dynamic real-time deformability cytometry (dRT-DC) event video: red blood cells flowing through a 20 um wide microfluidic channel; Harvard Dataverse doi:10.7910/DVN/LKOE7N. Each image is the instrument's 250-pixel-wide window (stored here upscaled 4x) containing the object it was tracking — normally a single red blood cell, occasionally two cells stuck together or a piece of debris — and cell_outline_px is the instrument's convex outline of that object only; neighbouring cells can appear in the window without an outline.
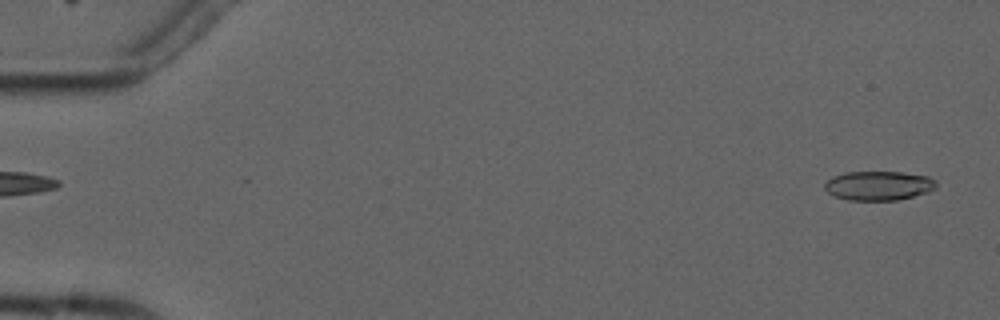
{"species": "common noctule bat (a hibernating species)", "species_latin": "Nyctalus noctula", "temperature_condition": "cold", "stored_images_in_passage": 5, "segment_of_instrument_passage": [2, 2], "camera_frame_rate_fps": 3000, "um_per_image_px": 0.085, "animal": {"sex": "male", "forearm_length_mm": 52.5}, "frame": {"image": 1, "passage_image": 5, "time_ms": 5.0, "image_size_px": [1000, 320], "cell_outline_px": [[936, 188], [928, 192], [896, 200], [848, 200], [832, 196], [824, 188], [824, 184], [832, 176], [848, 172], [900, 172], [928, 176], [936, 180]], "centroid_in_image_um": [74.67, 15.78], "position_along_channel_um": 10.3, "area_um2": 19.02}}